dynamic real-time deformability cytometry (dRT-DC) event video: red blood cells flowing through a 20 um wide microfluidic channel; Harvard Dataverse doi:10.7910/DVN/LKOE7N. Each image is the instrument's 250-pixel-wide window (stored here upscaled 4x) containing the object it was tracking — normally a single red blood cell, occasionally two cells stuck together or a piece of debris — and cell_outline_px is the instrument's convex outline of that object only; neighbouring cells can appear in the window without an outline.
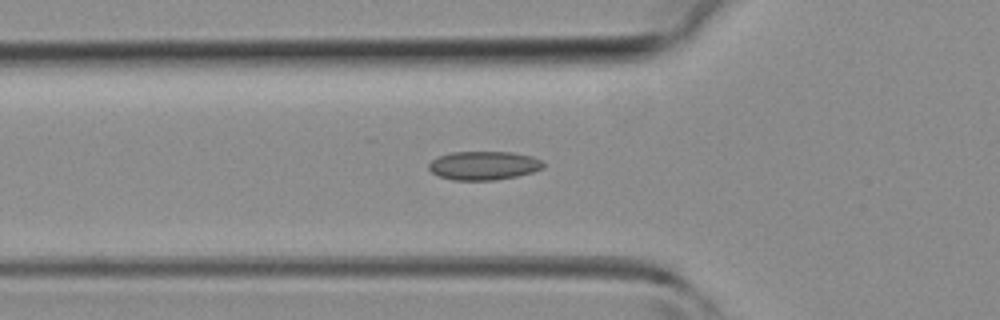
{"species": "common noctule bat (a hibernating species)", "species_latin": "Nyctalus noctula", "temperature_condition": "room temperature", "stored_images_in_passage": 39, "camera_frame_rate_fps": 3000, "um_per_image_px": 0.085, "animal": {"sex": "female", "body_mass_g": 19.3, "forearm_length_mm": 54.1}, "frame": {"image": 1, "passage_image": 14, "time_ms": 4.333, "image_size_px": [1000, 320], "cell_outline_px": [[544, 168], [532, 172], [516, 176], [496, 180], [452, 180], [440, 176], [432, 172], [428, 168], [428, 164], [432, 160], [440, 156], [452, 152], [512, 152], [532, 156], [540, 160], [544, 164]], "centroid_in_image_um": [41.12, 14.07], "position_along_channel_um": 84.7, "area_um2": 19.07}}
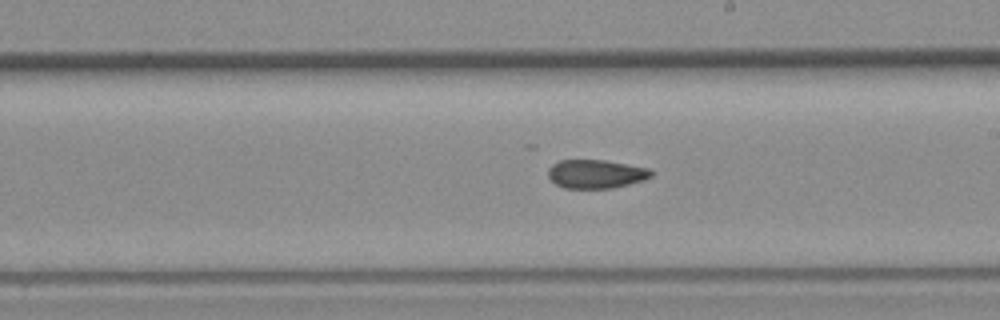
{"frame": {"image": 2, "passage_image": 24, "time_ms": 7.667, "image_size_px": [1000, 320], "cell_outline_px": [[652, 176], [644, 180], [612, 188], [564, 188], [556, 184], [548, 176], [548, 168], [552, 164], [560, 160], [604, 160], [648, 168], [652, 172]], "centroid_in_image_um": [50.63, 14.78], "position_along_channel_um": 238.4, "area_um2": 17.11}}
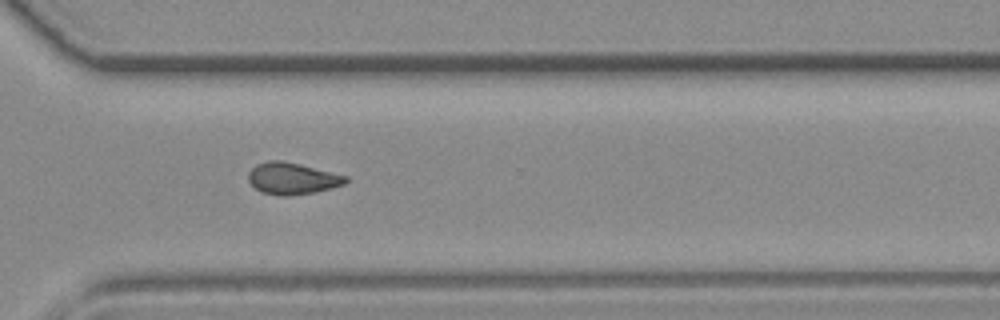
{"frame": {"image": 3, "passage_image": 31, "time_ms": 10.0, "image_size_px": [1000, 320], "cell_outline_px": [[348, 180], [344, 184], [316, 192], [288, 196], [280, 196], [260, 192], [248, 180], [248, 172], [256, 164], [268, 160], [284, 160], [348, 176]], "centroid_in_image_um": [24.82, 15.16], "position_along_channel_um": 345.8, "area_um2": 18.09}}